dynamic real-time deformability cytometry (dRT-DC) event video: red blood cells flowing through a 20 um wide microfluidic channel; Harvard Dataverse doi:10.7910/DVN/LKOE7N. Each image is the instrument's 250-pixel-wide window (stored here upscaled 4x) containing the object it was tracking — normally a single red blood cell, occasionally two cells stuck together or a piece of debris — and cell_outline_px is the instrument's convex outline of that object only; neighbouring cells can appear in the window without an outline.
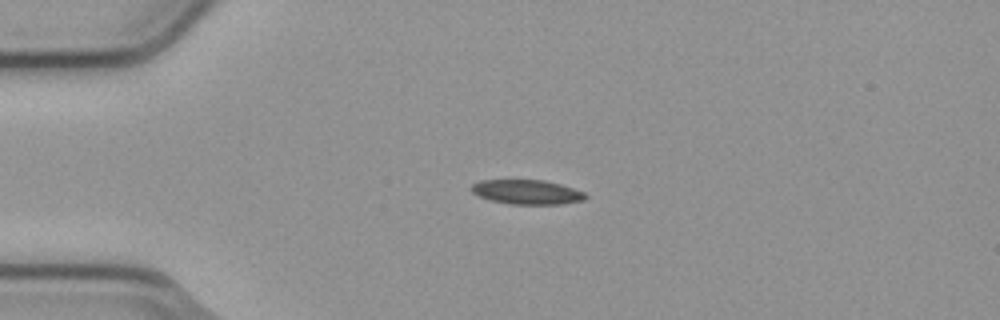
{"species": "common noctule bat (a hibernating species)", "species_latin": "Nyctalus noctula", "temperature_condition": "cold", "stored_images_in_passage": 4, "camera_frame_rate_fps": 3000, "um_per_image_px": 0.085, "animal": {"sex": "male", "body_mass_g": 23.1, "forearm_length_mm": 52.7}, "frame": {"image": 1, "passage_image": 2, "time_ms": 0.333, "image_size_px": [1000, 320], "cell_outline_px": [[588, 196], [584, 200], [560, 204], [508, 204], [492, 200], [480, 196], [472, 192], [472, 184], [480, 180], [544, 180], [560, 184], [584, 192]], "centroid_in_image_um": [44.8, 16.32], "position_along_channel_um": 40.2, "area_um2": 16.13}}
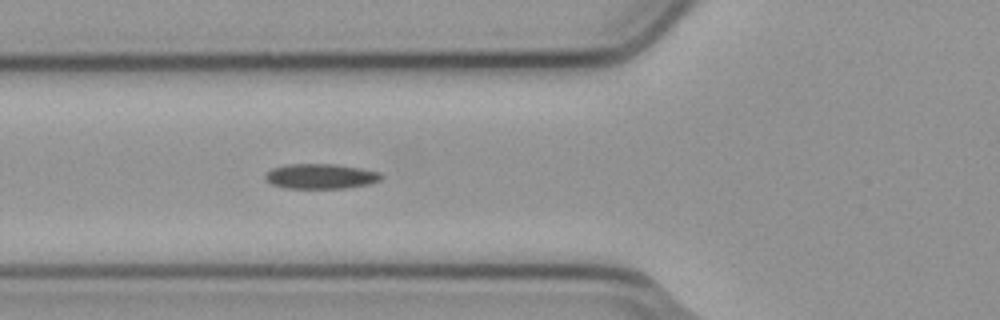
{"frame": {"image": 2, "passage_image": 4, "time_ms": 1.0, "image_size_px": [1000, 320], "cell_outline_px": [[384, 176], [380, 180], [368, 184], [344, 188], [284, 188], [272, 184], [264, 180], [264, 176], [272, 168], [288, 164], [332, 164], [360, 168], [380, 172]], "centroid_in_image_um": [27.24, 14.98], "position_along_channel_um": 98.6, "area_um2": 16.88}}